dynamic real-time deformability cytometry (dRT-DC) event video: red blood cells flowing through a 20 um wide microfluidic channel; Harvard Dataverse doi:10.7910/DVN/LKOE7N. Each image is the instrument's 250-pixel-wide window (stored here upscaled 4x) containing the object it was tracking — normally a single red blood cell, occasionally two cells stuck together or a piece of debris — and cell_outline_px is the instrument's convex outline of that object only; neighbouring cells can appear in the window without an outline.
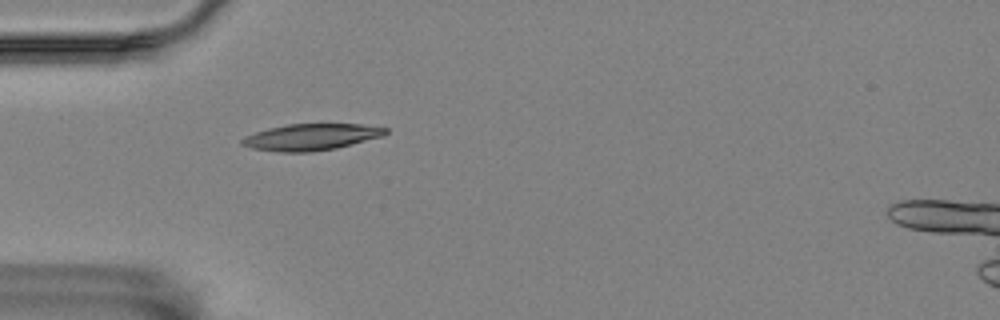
{"species": "Egyptian fruit bat (a non-hibernating species)", "species_latin": "Rousettus aegyptiacus", "temperature_condition": "room temperature", "stored_images_in_passage": 2, "camera_frame_rate_fps": 3000, "um_per_image_px": 0.085, "animal": {"sex": "female"}, "frame": {"image": 1, "passage_image": 2, "time_ms": 0.333, "image_size_px": [1000, 320], "cell_outline_px": [[388, 132], [384, 136], [336, 148], [312, 152], [280, 152], [252, 148], [240, 144], [240, 140], [244, 136], [268, 128], [288, 124], [360, 124], [388, 128]], "centroid_in_image_um": [26.45, 11.65], "position_along_channel_um": 58.6, "area_um2": 22.2}}